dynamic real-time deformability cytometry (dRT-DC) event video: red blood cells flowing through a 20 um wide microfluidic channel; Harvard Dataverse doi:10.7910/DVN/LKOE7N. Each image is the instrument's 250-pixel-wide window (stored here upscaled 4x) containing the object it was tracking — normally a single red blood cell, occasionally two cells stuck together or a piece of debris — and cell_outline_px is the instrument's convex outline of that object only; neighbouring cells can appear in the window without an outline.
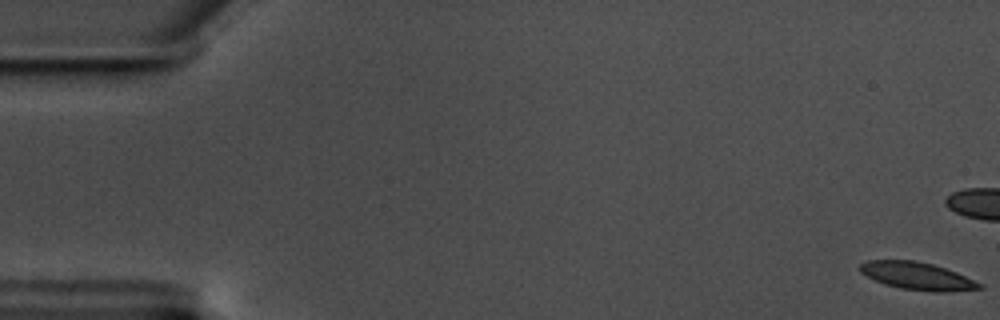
{"species": "common noctule bat (a hibernating species)", "species_latin": "Nyctalus noctula", "temperature_condition": "warm", "stored_images_in_passage": 60, "camera_frame_rate_fps": 3000, "um_per_image_px": 0.085, "animal": {"sex": "male", "body_mass_g": 17.5, "forearm_length_mm": 52.3}, "frame": {"image": 1, "passage_image": 1, "time_ms": 0.0, "image_size_px": [1000, 320], "cell_outline_px": [[984, 288], [948, 292], [936, 292], [900, 288], [884, 284], [860, 272], [860, 264], [868, 260], [916, 260], [932, 264], [956, 272], [984, 284]], "centroid_in_image_um": [78.01, 23.46], "position_along_channel_um": 7.0, "area_um2": 19.13}}
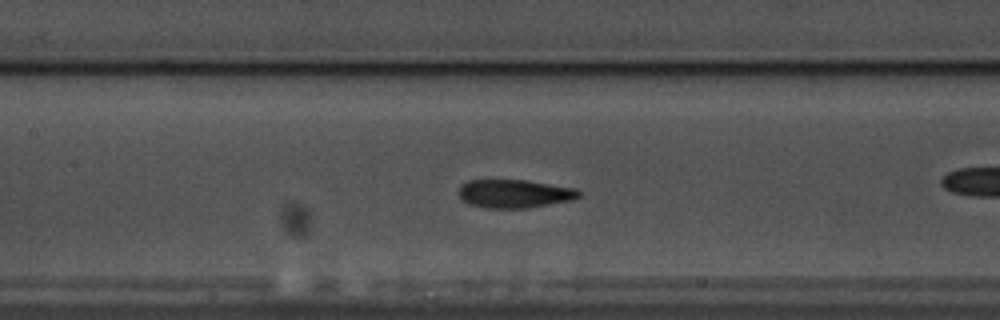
{"frame": {"image": 2, "passage_image": 28, "time_ms": 9.0, "image_size_px": [1000, 320], "cell_outline_px": [[584, 192], [580, 196], [572, 200], [528, 208], [484, 208], [468, 204], [456, 192], [460, 184], [468, 180], [528, 180], [576, 188]], "centroid_in_image_um": [43.73, 16.46], "position_along_channel_um": 163.7, "area_um2": 20.23}}
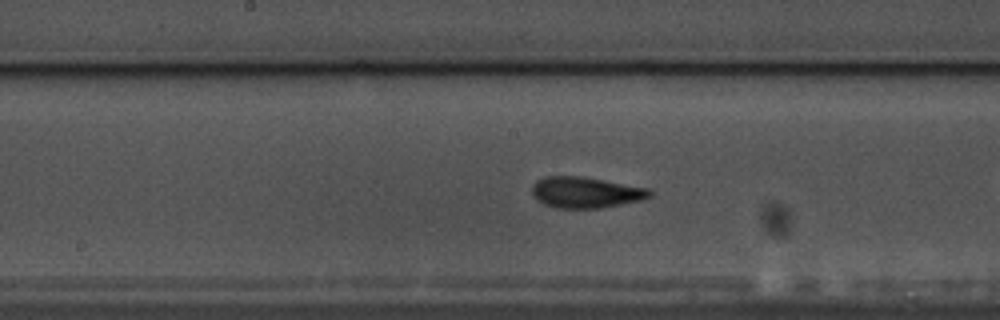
{"frame": {"image": 3, "passage_image": 31, "time_ms": 10.0, "image_size_px": [1000, 320], "cell_outline_px": [[652, 196], [640, 200], [600, 208], [552, 208], [536, 200], [532, 196], [532, 184], [536, 180], [544, 176], [584, 176], [648, 188], [652, 192]], "centroid_in_image_um": [49.73, 16.35], "position_along_channel_um": 198.5, "area_um2": 21.5}, "authors_computed_cell_mechanics": {"area_um2": 19.9699, "velocity_mm_per_s": 3.4996, "shape_relaxation_time_tau1_ms": 4.3091, "shape_relaxation_time_tau2_ms": 1.6442, "deformation_change_tau1": 0.1664, "deformation_change_tau2": 0.0805}}